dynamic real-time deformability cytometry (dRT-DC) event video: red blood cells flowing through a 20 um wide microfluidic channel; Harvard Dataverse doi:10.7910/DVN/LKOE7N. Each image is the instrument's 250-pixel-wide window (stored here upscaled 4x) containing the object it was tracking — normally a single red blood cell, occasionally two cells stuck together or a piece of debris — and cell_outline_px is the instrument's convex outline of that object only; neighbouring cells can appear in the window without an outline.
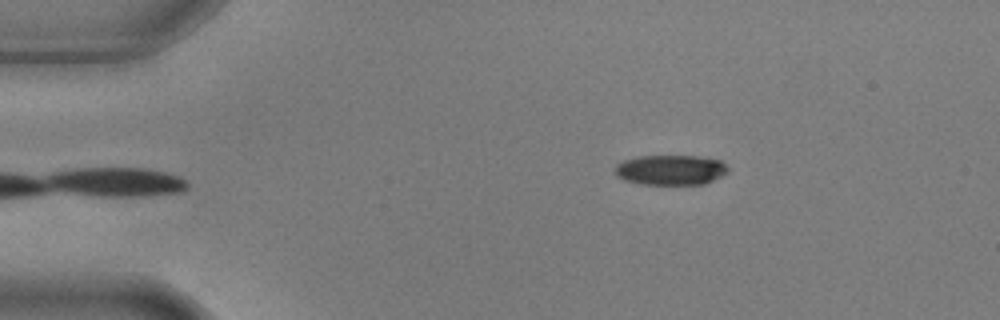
{"species": "common noctule bat (a hibernating species)", "species_latin": "Nyctalus noctula", "temperature_condition": "warm", "stored_images_in_passage": 5, "camera_frame_rate_fps": 3000, "um_per_image_px": 0.085, "animal": {"sex": "male", "body_mass_g": 17.9, "forearm_length_mm": 54.2}, "frame": {"image": 1, "passage_image": 5, "time_ms": 1.333, "image_size_px": [1000, 320], "cell_outline_px": [[728, 172], [704, 184], [640, 184], [624, 180], [616, 176], [612, 172], [616, 164], [624, 160], [636, 156], [700, 156], [720, 160], [728, 168]], "centroid_in_image_um": [56.94, 14.44], "position_along_channel_um": 28.1, "area_um2": 19.94}}